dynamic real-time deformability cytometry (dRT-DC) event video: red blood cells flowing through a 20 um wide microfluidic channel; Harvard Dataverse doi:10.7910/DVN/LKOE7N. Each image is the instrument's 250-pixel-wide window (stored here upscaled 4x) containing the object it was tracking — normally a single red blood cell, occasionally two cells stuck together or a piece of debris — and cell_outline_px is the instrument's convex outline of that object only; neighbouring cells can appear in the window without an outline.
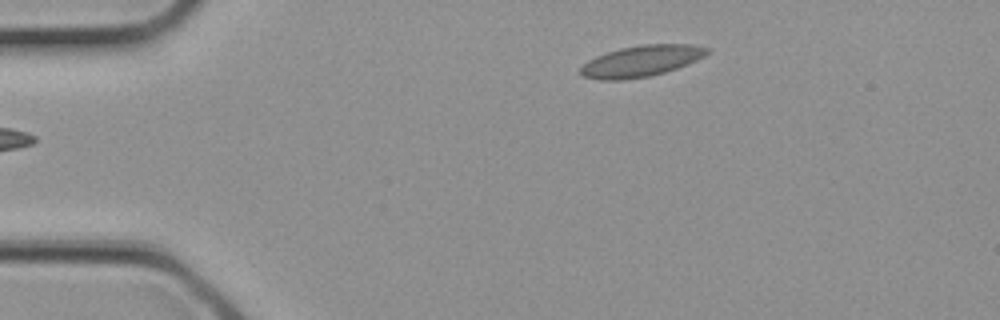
{"species": "common noctule bat (a hibernating species)", "species_latin": "Nyctalus noctula", "temperature_condition": "cold", "stored_images_in_passage": 3, "segment_of_instrument_passage": [1, 2], "camera_frame_rate_fps": 3000, "um_per_image_px": 0.085, "animal": {"sex": "female", "body_mass_g": 21.9}, "frame": {"image": 1, "passage_image": 1, "time_ms": 0.0, "image_size_px": [1000, 320], "cell_outline_px": [[712, 52], [688, 64], [664, 72], [648, 76], [624, 80], [600, 80], [584, 76], [580, 72], [580, 64], [596, 56], [620, 48], [644, 44], [692, 44], [712, 48]], "centroid_in_image_um": [54.53, 5.18], "position_along_channel_um": 30.5, "area_um2": 23.12}}